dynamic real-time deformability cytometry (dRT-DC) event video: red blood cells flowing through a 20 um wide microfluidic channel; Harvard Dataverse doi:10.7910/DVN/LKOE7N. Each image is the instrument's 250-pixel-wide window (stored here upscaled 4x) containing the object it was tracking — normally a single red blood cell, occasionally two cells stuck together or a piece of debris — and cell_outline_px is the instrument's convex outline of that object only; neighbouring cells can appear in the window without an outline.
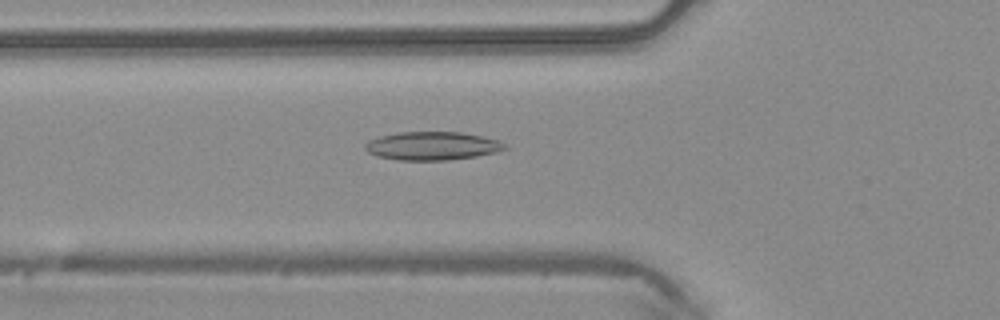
{"species": "common noctule bat (a hibernating species)", "species_latin": "Nyctalus noctula", "temperature_condition": "warm", "stored_images_in_passage": 44, "camera_frame_rate_fps": 3000, "um_per_image_px": 0.085, "animal": {"sex": "male", "body_mass_g": 20.4}, "frame": {"image": 1, "passage_image": 17, "time_ms": 5.333, "image_size_px": [1000, 320], "cell_outline_px": [[508, 148], [496, 152], [476, 156], [448, 160], [396, 160], [376, 156], [368, 152], [364, 148], [364, 144], [368, 140], [380, 136], [400, 132], [460, 132], [500, 140], [508, 144]], "centroid_in_image_um": [36.74, 12.4], "position_along_channel_um": 89.1, "area_um2": 23.24}}
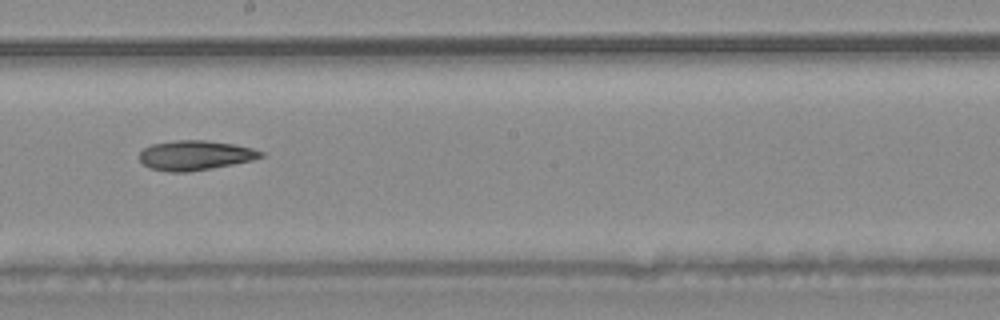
{"frame": {"image": 2, "passage_image": 27, "time_ms": 8.667, "image_size_px": [1000, 320], "cell_outline_px": [[264, 156], [252, 160], [232, 164], [188, 172], [168, 172], [148, 168], [140, 160], [140, 152], [144, 148], [152, 144], [176, 140], [208, 140], [236, 144], [252, 148], [264, 152]], "centroid_in_image_um": [16.59, 13.19], "position_along_channel_um": 231.6, "area_um2": 21.04}}
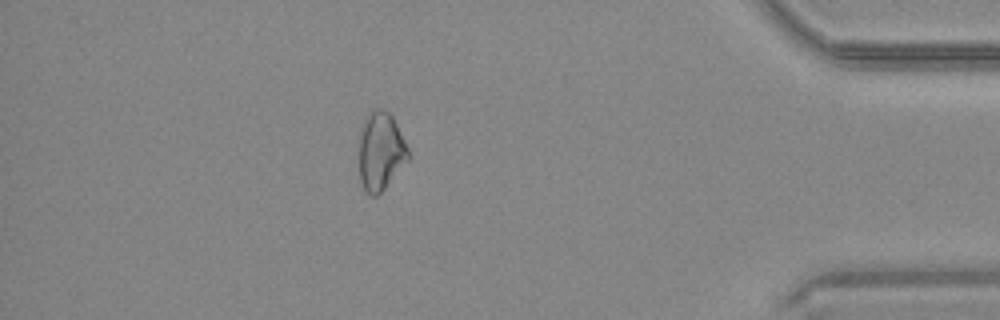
{"frame": {"image": 3, "passage_image": 42, "time_ms": 13.667, "image_size_px": [1000, 320], "cell_outline_px": [[408, 160], [384, 188], [376, 196], [372, 196], [364, 188], [360, 180], [360, 128], [364, 116], [372, 108], [380, 108], [388, 112], [392, 116], [408, 148]], "centroid_in_image_um": [32.33, 12.8], "position_along_channel_um": 402.9, "area_um2": 22.2}}